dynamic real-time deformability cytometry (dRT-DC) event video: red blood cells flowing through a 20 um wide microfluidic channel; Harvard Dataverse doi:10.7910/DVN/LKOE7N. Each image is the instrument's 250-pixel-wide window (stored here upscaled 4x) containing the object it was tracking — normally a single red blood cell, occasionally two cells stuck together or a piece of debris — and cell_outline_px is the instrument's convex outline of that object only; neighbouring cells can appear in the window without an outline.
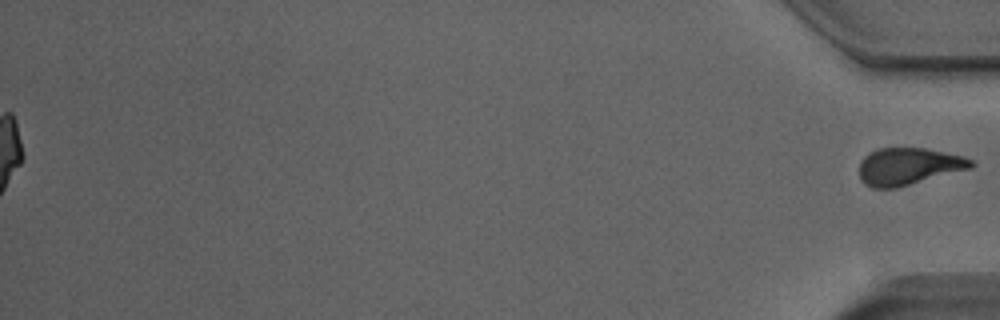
{"species": "Egyptian fruit bat (a non-hibernating species)", "species_latin": "Rousettus aegyptiacus", "temperature_condition": "room temperature", "stored_images_in_passage": 53, "segment_of_instrument_passage": [2, 2], "camera_frame_rate_fps": 3000, "um_per_image_px": 0.085, "animal": {"sex": "male"}, "frame": {"image": 1, "passage_image": 53, "time_ms": 17.333, "image_size_px": [1000, 320], "cell_outline_px": [[976, 164], [972, 168], [896, 188], [872, 188], [864, 184], [860, 176], [860, 160], [864, 156], [876, 148], [924, 148], [964, 156], [972, 160]], "centroid_in_image_um": [77.22, 14.14], "position_along_channel_um": 358.0, "area_um2": 24.28}}